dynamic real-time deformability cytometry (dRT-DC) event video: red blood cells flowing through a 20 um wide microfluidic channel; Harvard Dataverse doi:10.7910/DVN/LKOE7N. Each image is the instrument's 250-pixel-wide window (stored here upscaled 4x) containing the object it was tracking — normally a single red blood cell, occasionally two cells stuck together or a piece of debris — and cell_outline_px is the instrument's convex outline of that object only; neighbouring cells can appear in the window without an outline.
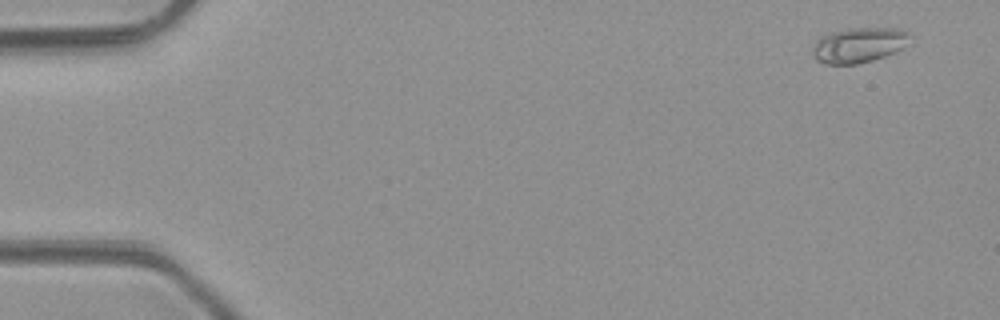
{"species": "common noctule bat (a hibernating species)", "species_latin": "Nyctalus noctula", "temperature_condition": "room temperature", "stored_images_in_passage": 5, "camera_frame_rate_fps": 3000, "um_per_image_px": 0.085, "animal": {"sex": "male", "body_mass_g": 23.1, "forearm_length_mm": 52.7}, "frame": {"image": 1, "passage_image": 1, "time_ms": 0.0, "image_size_px": [1000, 320], "cell_outline_px": [[912, 36], [896, 52], [872, 60], [856, 64], [824, 64], [816, 60], [812, 56], [812, 48], [816, 40], [820, 36], [828, 32], [848, 28], [900, 28], [908, 32]], "centroid_in_image_um": [72.94, 3.82], "position_along_channel_um": 12.1, "area_um2": 20.11}}